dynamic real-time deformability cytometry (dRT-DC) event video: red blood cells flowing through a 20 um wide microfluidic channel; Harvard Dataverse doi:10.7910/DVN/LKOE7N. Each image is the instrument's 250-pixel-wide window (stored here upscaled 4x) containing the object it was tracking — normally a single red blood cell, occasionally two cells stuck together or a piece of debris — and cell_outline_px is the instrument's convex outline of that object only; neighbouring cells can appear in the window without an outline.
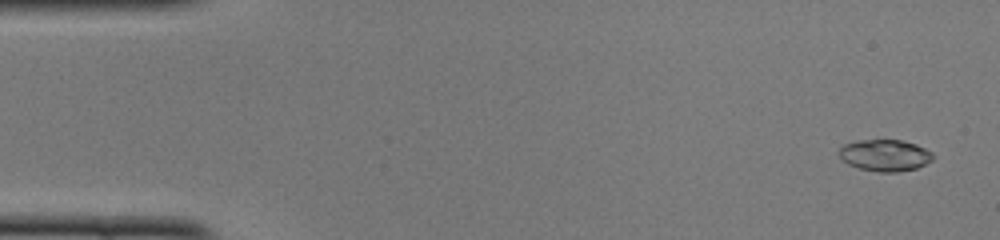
{"species": "common noctule bat (a hibernating species)", "species_latin": "Nyctalus noctula", "temperature_condition": "cold", "stored_images_in_passage": 49, "camera_frame_rate_fps": 3000, "um_per_image_px": 0.085, "animal": {"sex": "female", "body_mass_g": 22.0, "forearm_length_mm": 56.7}, "frame": {"image": 1, "passage_image": 2, "time_ms": 0.333, "image_size_px": [1000, 240], "cell_outline_px": [[932, 160], [916, 168], [896, 172], [876, 172], [860, 168], [848, 164], [840, 160], [840, 148], [844, 144], [856, 140], [900, 140], [916, 144], [932, 152]], "centroid_in_image_um": [75.19, 13.2], "position_along_channel_um": 9.8, "area_um2": 17.22}}
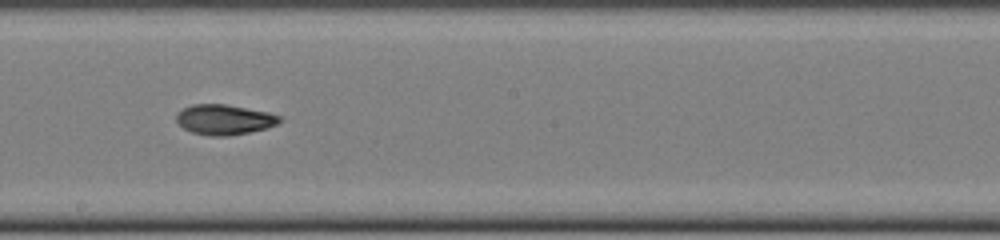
{"frame": {"image": 2, "passage_image": 27, "time_ms": 8.667, "image_size_px": [1000, 240], "cell_outline_px": [[284, 120], [268, 128], [228, 136], [212, 136], [192, 132], [184, 128], [176, 120], [176, 116], [184, 108], [192, 104], [224, 104], [268, 112], [280, 116]], "centroid_in_image_um": [19.1, 10.17], "position_along_channel_um": 229.1, "area_um2": 17.98}}
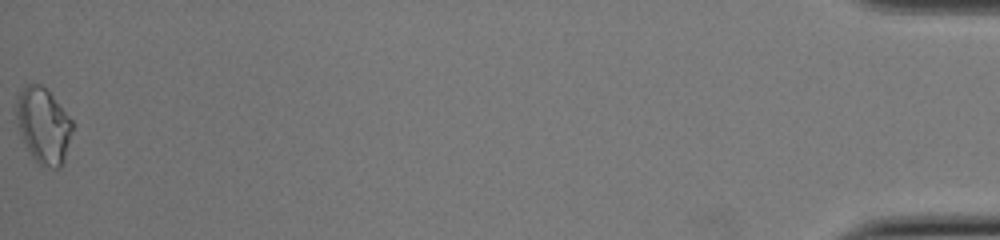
{"frame": {"image": 3, "passage_image": 49, "time_ms": 16.0, "image_size_px": [1000, 240], "cell_outline_px": [[76, 124], [64, 160], [60, 168], [52, 168], [40, 164], [28, 152], [24, 144], [12, 108], [16, 92], [20, 88], [28, 84], [40, 84], [52, 96]], "centroid_in_image_um": [3.65, 10.64], "position_along_channel_um": 431.5, "area_um2": 25.43}, "authors_computed_cell_mechanics": {"area_um2": 17.9758, "velocity_mm_per_s": 4.1099, "shape_relaxation_time_tau1_ms": 3.6223, "shape_relaxation_time_tau2_ms": 4.0163, "deformation_change_tau1": 0.1488, "deformation_change_tau2": 0.1033}}